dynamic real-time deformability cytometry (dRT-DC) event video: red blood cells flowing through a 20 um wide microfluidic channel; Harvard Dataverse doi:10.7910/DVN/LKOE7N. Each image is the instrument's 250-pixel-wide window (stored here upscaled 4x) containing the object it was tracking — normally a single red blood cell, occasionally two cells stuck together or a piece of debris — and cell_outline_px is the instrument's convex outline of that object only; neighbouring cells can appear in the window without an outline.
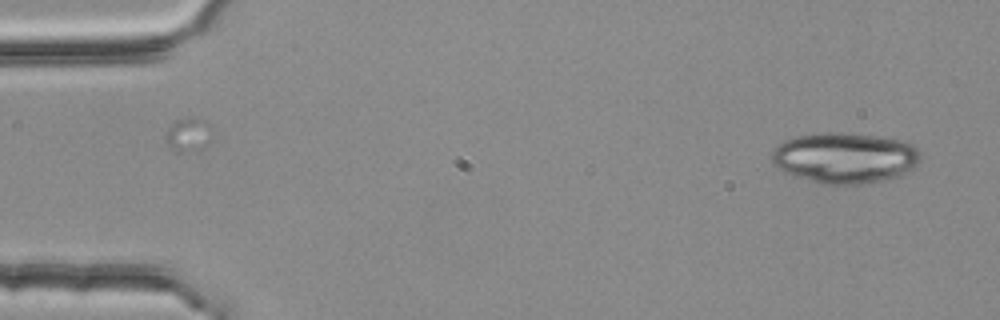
{"species": "common noctule bat (a hibernating species)", "species_latin": "Nyctalus noctula", "temperature_condition": "room temperature", "stored_images_in_passage": 3, "camera_frame_rate_fps": 3000, "um_per_image_px": 0.085, "animal": {"sex": "female", "body_mass_g": 25.1}, "frame": {"image": 1, "passage_image": 1, "time_ms": 0.0, "image_size_px": [1000, 320], "cell_outline_px": [[924, 156], [916, 168], [900, 176], [868, 184], [820, 184], [792, 176], [784, 172], [772, 164], [772, 152], [784, 140], [792, 136], [824, 132], [840, 132], [880, 136], [904, 140], [912, 144]], "centroid_in_image_um": [71.85, 13.42], "position_along_channel_um": 13.1, "area_um2": 44.97}}